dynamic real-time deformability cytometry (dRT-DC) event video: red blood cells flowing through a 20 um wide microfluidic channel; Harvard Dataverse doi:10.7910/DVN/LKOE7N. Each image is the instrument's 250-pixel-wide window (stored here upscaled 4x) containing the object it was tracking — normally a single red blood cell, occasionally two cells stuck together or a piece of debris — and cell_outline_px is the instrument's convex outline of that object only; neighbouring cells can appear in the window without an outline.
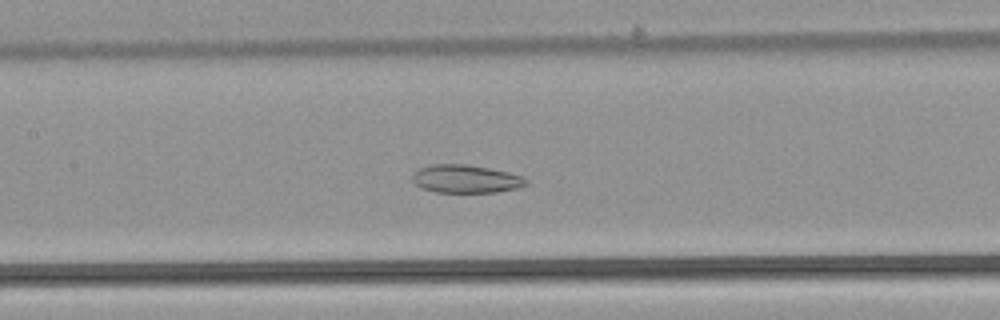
{"species": "common noctule bat (a hibernating species)", "species_latin": "Nyctalus noctula", "temperature_condition": "warm", "stored_images_in_passage": 43, "camera_frame_rate_fps": 3000, "um_per_image_px": 0.085, "animal": {"sex": "male", "body_mass_g": 21.5, "forearm_length_mm": 52.0}, "frame": {"image": 1, "passage_image": 20, "time_ms": 6.333, "image_size_px": [1000, 320], "cell_outline_px": [[528, 184], [516, 188], [496, 192], [436, 192], [420, 188], [412, 180], [412, 176], [420, 168], [432, 164], [464, 164], [488, 168], [508, 172], [524, 176], [528, 180]], "centroid_in_image_um": [39.61, 15.21], "position_along_channel_um": 167.8, "area_um2": 18.55}}
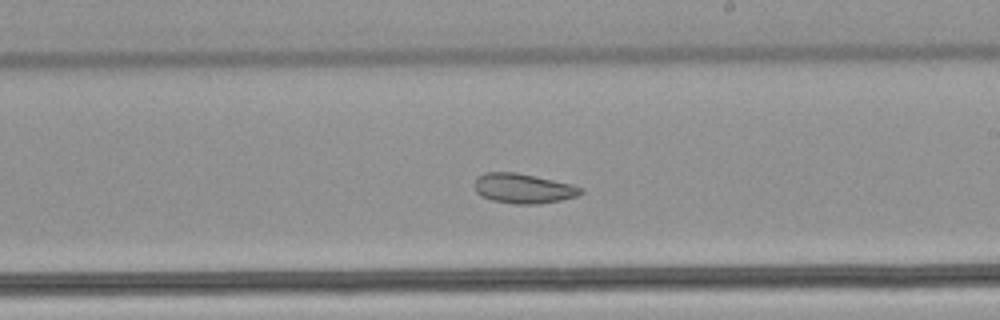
{"frame": {"image": 2, "passage_image": 26, "time_ms": 8.333, "image_size_px": [1000, 320], "cell_outline_px": [[584, 192], [576, 196], [560, 200], [536, 204], [512, 204], [492, 200], [480, 196], [476, 192], [476, 176], [484, 172], [516, 172], [572, 184], [584, 188]], "centroid_in_image_um": [44.47, 16.01], "position_along_channel_um": 244.5, "area_um2": 18.5}}
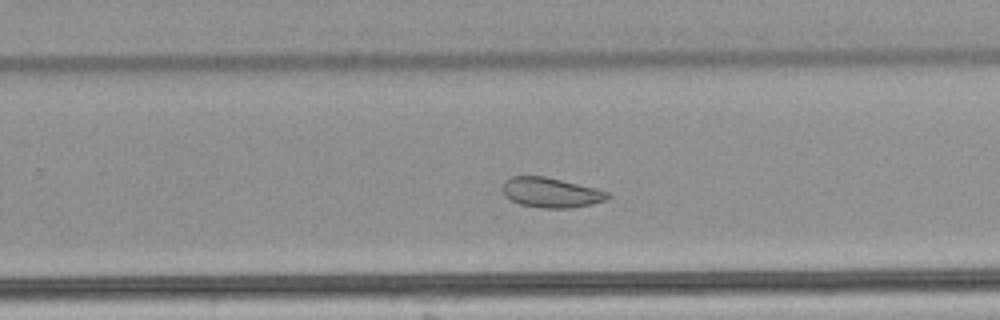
{"frame": {"image": 3, "passage_image": 29, "time_ms": 9.333, "image_size_px": [1000, 320], "cell_outline_px": [[612, 196], [604, 200], [592, 204], [568, 208], [544, 208], [520, 204], [504, 196], [504, 180], [512, 176], [544, 176], [596, 188], [608, 192]], "centroid_in_image_um": [46.84, 16.36], "position_along_channel_um": 283.0, "area_um2": 18.15}, "authors_computed_cell_mechanics": {"area_um2": 25.6632, "velocity_mm_per_s": 3.8544, "shape_relaxation_time_tau1_ms": null, "shape_relaxation_time_tau2_ms": 6.2045, "deformation_change_tau1": null, "deformation_change_tau2": 0.1278}}